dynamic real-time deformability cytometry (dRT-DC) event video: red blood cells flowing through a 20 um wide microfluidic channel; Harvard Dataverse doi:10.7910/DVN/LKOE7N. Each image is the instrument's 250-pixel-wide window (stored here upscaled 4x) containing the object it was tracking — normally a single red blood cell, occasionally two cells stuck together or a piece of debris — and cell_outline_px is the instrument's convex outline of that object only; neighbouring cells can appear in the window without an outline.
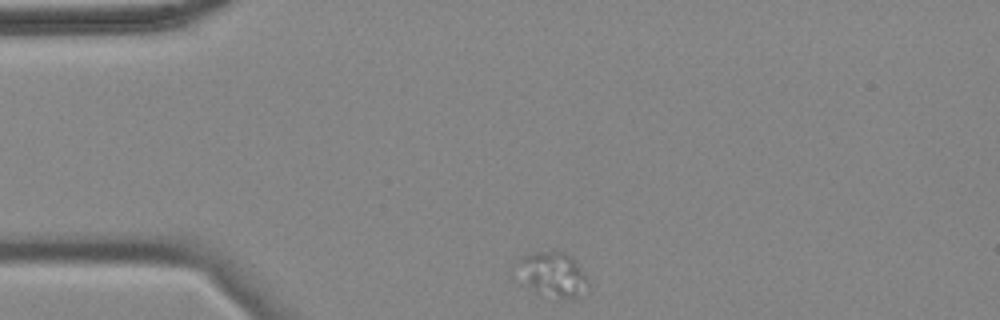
{"species": "common noctule bat (a hibernating species)", "species_latin": "Nyctalus noctula", "temperature_condition": "cold", "stored_images_in_passage": 46, "camera_frame_rate_fps": 3000, "um_per_image_px": 0.085, "animal": {"sex": "female", "body_mass_g": 18.4}, "frame": {"image": 1, "passage_image": 1, "time_ms": 0.0, "image_size_px": [1000, 320], "cell_outline_px": [[588, 292], [564, 300], [536, 292], [528, 288], [516, 260], [524, 256], [536, 252], [552, 248], [556, 248], [572, 256], [588, 276]], "centroid_in_image_um": [47.07, 23.29], "position_along_channel_um": 37.9, "area_um2": 18.84}}
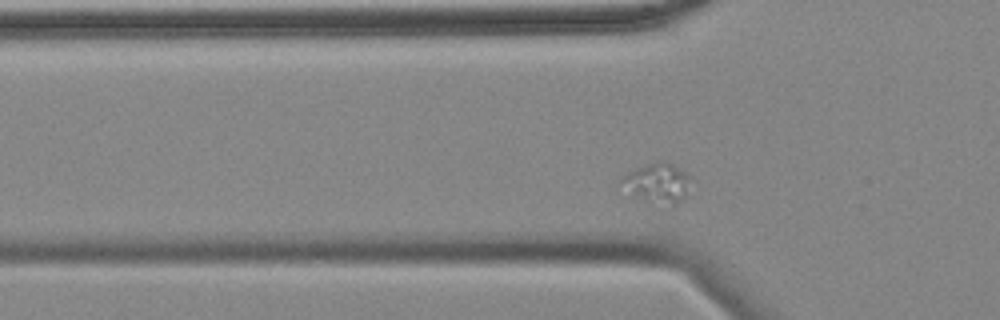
{"frame": {"image": 2, "passage_image": 7, "time_ms": 2.0, "image_size_px": [1000, 320], "cell_outline_px": [[692, 176], [684, 196], [680, 200], [672, 204], [644, 200], [616, 192], [616, 188], [620, 180], [628, 172], [644, 164], [656, 160], [664, 160], [672, 164]], "centroid_in_image_um": [55.72, 15.52], "position_along_channel_um": 70.1, "area_um2": 16.53}}
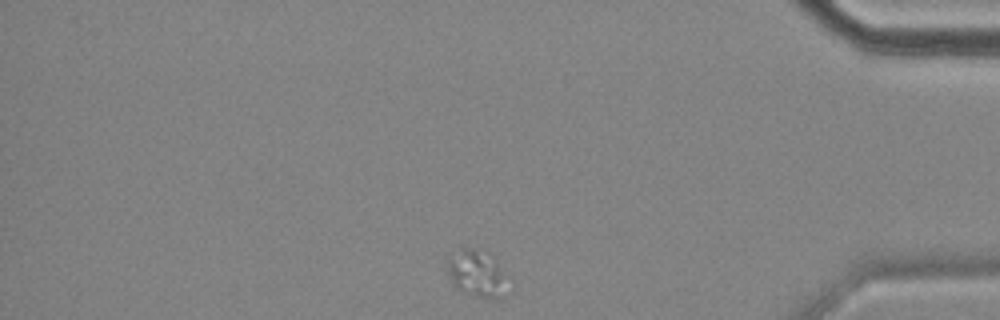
{"frame": {"image": 3, "passage_image": 40, "time_ms": 13.0, "image_size_px": [1000, 320], "cell_outline_px": [[504, 276], [496, 296], [476, 296], [456, 288], [448, 272], [448, 252], [464, 248], [468, 248], [496, 260]], "centroid_in_image_um": [40.34, 23.17], "position_along_channel_um": 394.9, "area_um2": 14.74}}